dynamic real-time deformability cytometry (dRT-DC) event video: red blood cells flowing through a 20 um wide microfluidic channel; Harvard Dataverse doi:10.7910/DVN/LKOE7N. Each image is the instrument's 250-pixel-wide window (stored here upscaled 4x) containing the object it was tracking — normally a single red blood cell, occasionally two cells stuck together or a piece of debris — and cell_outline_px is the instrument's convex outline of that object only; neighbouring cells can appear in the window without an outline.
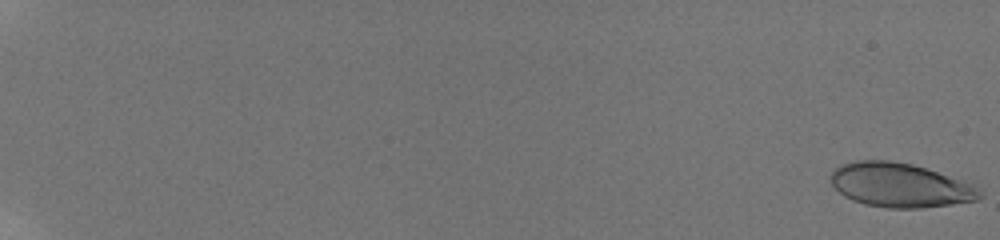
{"species": "human", "species_latin": "Homo sapiens", "temperature_condition": "room temperature", "stored_images_in_passage": 36, "camera_frame_rate_fps": 3000, "um_per_image_px": 0.085, "donor": {"sex": "male"}, "frame": {"image": 1, "passage_image": 1, "time_ms": 0.0, "image_size_px": [1000, 240], "cell_outline_px": [[984, 196], [976, 200], [920, 208], [888, 208], [864, 204], [852, 200], [844, 196], [828, 180], [832, 172], [840, 164], [856, 160], [892, 160], [912, 164], [972, 184], [984, 192]], "centroid_in_image_um": [76.46, 15.73], "position_along_channel_um": 8.5, "area_um2": 38.21}}
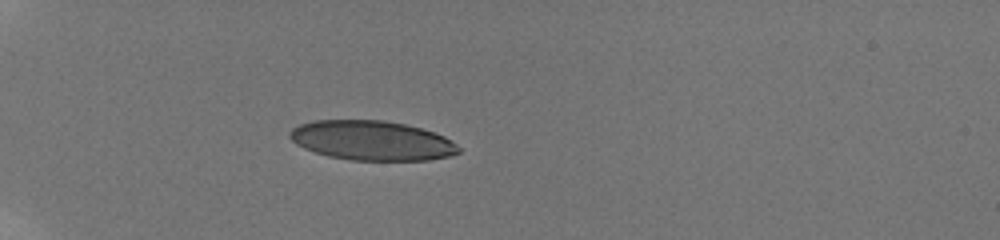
{"frame": {"image": 2, "passage_image": 31, "time_ms": 6.667, "image_size_px": [1000, 240], "cell_outline_px": [[460, 152], [448, 156], [428, 160], [352, 160], [328, 156], [304, 148], [296, 144], [288, 136], [288, 132], [292, 128], [300, 124], [312, 120], [384, 120], [404, 124], [420, 128], [444, 136], [452, 140], [460, 148]], "centroid_in_image_um": [31.58, 11.94], "position_along_channel_um": 53.4, "area_um2": 38.9}}
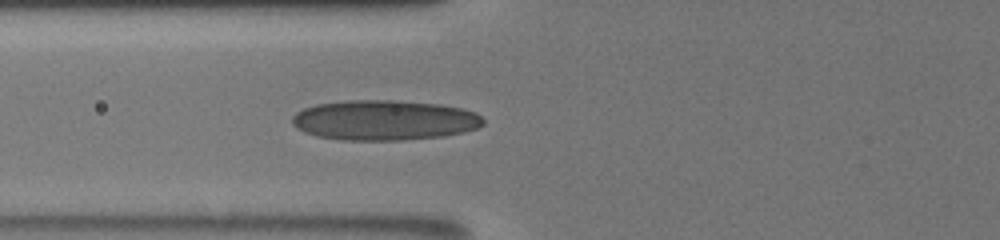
{"frame": {"image": 3, "passage_image": 36, "time_ms": 8.667, "image_size_px": [1000, 240], "cell_outline_px": [[484, 124], [476, 128], [464, 132], [444, 136], [404, 140], [344, 140], [316, 136], [304, 132], [296, 128], [292, 124], [292, 116], [296, 112], [304, 108], [316, 104], [348, 100], [400, 100], [440, 104], [464, 108], [476, 112], [484, 120]], "centroid_in_image_um": [32.67, 10.21], "position_along_channel_um": 93.1, "area_um2": 45.08}}